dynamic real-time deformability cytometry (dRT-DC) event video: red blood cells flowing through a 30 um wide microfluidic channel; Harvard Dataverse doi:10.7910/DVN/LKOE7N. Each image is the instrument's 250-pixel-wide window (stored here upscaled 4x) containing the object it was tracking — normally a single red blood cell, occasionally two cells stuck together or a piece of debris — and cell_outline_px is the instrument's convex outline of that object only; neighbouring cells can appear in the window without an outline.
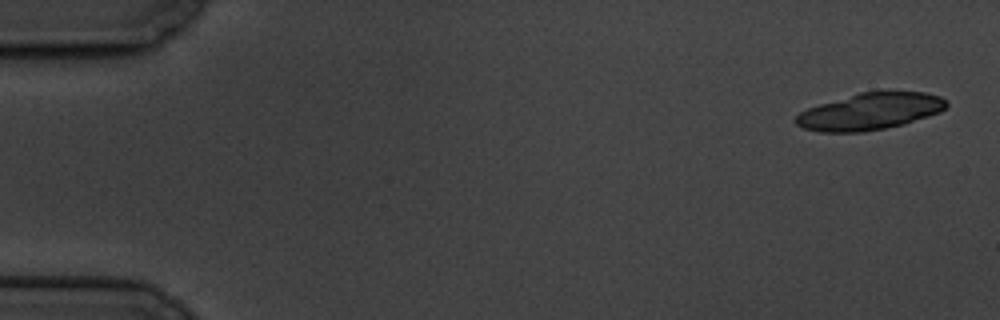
{"species": "common noctule bat (a hibernating species)", "species_latin": "Nyctalus noctula", "temperature_condition": "cold", "stored_images_in_passage": 6, "camera_frame_rate_fps": 3000, "um_per_image_px": 0.085, "animal": {"sex": "male", "body_mass_g": 19.5, "forearm_length_mm": 54.6}, "frame": {"image": 1, "passage_image": 1, "time_ms": 0.0, "image_size_px": [1000, 320], "cell_outline_px": [[948, 104], [940, 112], [904, 124], [884, 128], [860, 132], [820, 132], [804, 128], [796, 124], [796, 116], [800, 112], [808, 108], [820, 104], [860, 92], [924, 92], [940, 96], [948, 100]], "centroid_in_image_um": [73.97, 9.47], "position_along_channel_um": 11.0, "area_um2": 31.91}}